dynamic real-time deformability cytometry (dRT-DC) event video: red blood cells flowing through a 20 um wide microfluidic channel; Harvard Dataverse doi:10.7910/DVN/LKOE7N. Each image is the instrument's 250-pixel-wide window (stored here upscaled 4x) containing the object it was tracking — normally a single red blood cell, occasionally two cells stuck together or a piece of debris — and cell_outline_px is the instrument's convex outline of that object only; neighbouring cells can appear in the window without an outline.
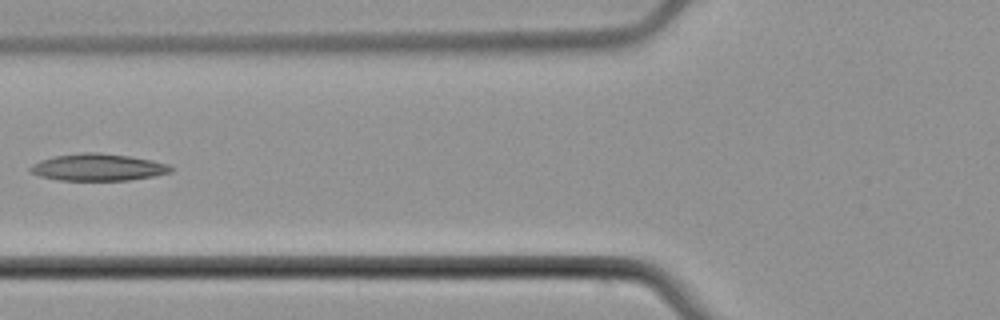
{"species": "common noctule bat (a hibernating species)", "species_latin": "Nyctalus noctula", "temperature_condition": "cold", "stored_images_in_passage": 5, "camera_frame_rate_fps": 3000, "um_per_image_px": 0.085, "animal": {"sex": "male", "body_mass_g": 21.5, "forearm_length_mm": 52.0}, "frame": {"image": 1, "passage_image": 5, "time_ms": 5.0, "image_size_px": [1000, 320], "cell_outline_px": [[172, 172], [156, 176], [128, 180], [60, 180], [40, 176], [28, 172], [28, 168], [32, 164], [40, 160], [56, 156], [84, 152], [100, 152], [128, 156], [152, 160], [168, 164], [172, 168]], "centroid_in_image_um": [8.32, 14.22], "position_along_channel_um": 117.5, "area_um2": 22.14}}